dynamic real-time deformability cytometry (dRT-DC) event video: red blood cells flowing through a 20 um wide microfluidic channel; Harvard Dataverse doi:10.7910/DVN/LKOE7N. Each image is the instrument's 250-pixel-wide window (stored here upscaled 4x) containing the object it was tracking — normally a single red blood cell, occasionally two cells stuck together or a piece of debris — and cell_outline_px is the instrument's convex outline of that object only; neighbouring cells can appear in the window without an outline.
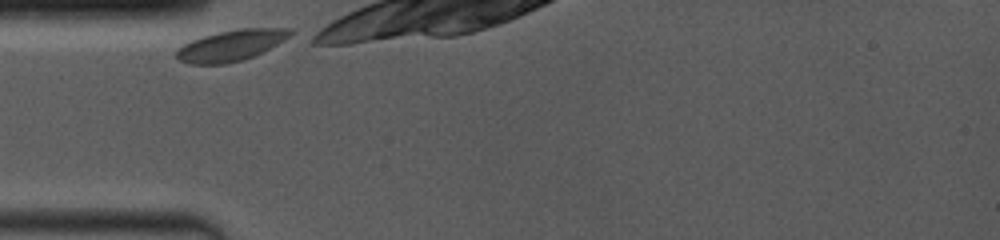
{"species": "common noctule bat (a hibernating species)", "species_latin": "Nyctalus noctula", "temperature_condition": "room temperature", "stored_images_in_passage": 11, "camera_frame_rate_fps": 4000, "um_per_image_px": 0.085, "animal": {"sex": "female", "body_mass_g": 19.0, "forearm_length_mm": 53.3}, "frame": {"image": 1, "passage_image": 1, "time_ms": 0.0, "image_size_px": [1000, 240], "cell_outline_px": [[296, 32], [284, 40], [244, 60], [224, 64], [192, 64], [180, 60], [176, 56], [176, 52], [184, 44], [192, 40], [204, 36], [220, 32], [240, 28], [296, 28]], "centroid_in_image_um": [19.69, 3.85], "position_along_channel_um": 65.3, "area_um2": 20.29}}